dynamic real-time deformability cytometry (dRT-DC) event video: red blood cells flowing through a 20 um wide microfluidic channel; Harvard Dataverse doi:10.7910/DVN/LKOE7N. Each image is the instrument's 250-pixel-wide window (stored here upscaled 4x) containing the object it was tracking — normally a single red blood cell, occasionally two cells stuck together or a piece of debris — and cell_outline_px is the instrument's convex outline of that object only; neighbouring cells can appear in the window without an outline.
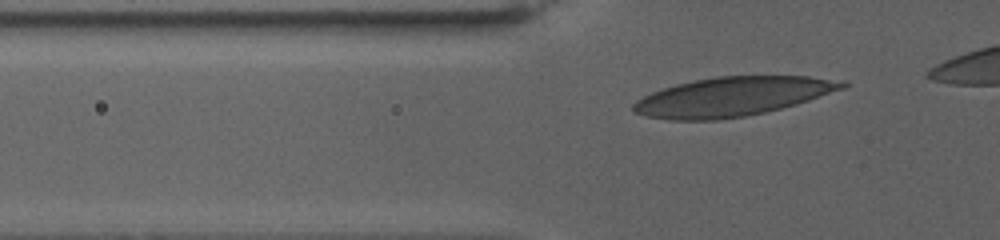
{"species": "human", "species_latin": "Homo sapiens", "temperature_condition": "warm", "stored_images_in_passage": 35, "camera_frame_rate_fps": 3000, "um_per_image_px": 0.085, "donor": {"sex": "female"}, "frame": {"image": 1, "passage_image": 5, "time_ms": 1.333, "image_size_px": [1000, 240], "cell_outline_px": [[848, 84], [844, 88], [796, 104], [764, 112], [744, 116], [716, 120], [668, 120], [648, 116], [632, 112], [632, 104], [636, 100], [652, 92], [676, 84], [716, 76], [808, 76], [844, 80]], "centroid_in_image_um": [62.24, 8.21], "position_along_channel_um": 63.6, "area_um2": 47.34}}
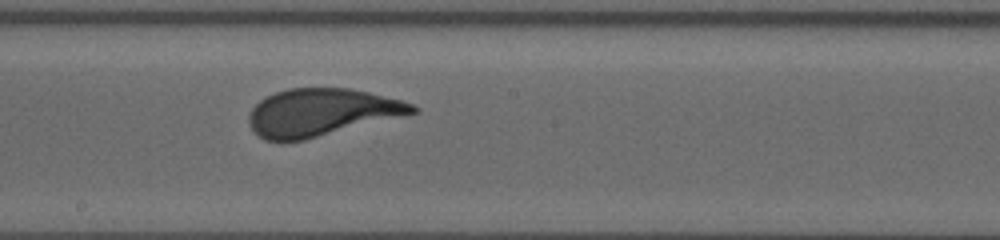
{"frame": {"image": 2, "passage_image": 21, "time_ms": 6.667, "image_size_px": [1000, 240], "cell_outline_px": [[420, 108], [416, 112], [304, 140], [264, 140], [252, 132], [248, 124], [248, 116], [252, 108], [260, 100], [276, 92], [288, 88], [348, 88], [368, 92], [400, 100], [412, 104]], "centroid_in_image_um": [27.25, 9.55], "position_along_channel_um": 221.0, "area_um2": 44.62}}
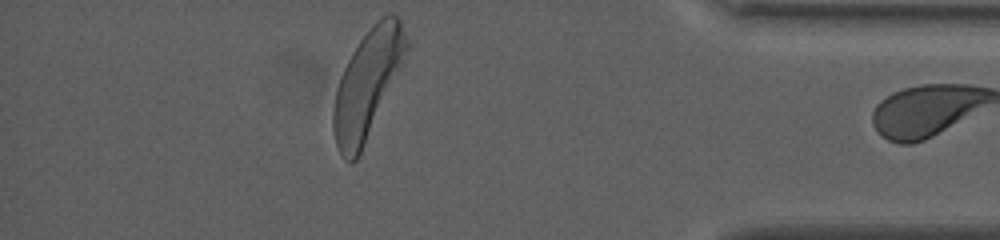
{"frame": {"image": 3, "passage_image": 34, "time_ms": 11.0, "image_size_px": [1000, 240], "cell_outline_px": [[408, 48], [400, 68], [360, 152], [356, 160], [352, 164], [344, 160], [340, 156], [336, 144], [332, 128], [332, 112], [336, 88], [340, 76], [352, 52], [360, 40], [372, 24], [376, 20], [388, 12], [392, 12], [400, 20], [408, 44]], "centroid_in_image_um": [31.19, 7.13], "position_along_channel_um": 404.0, "area_um2": 45.14}, "authors_computed_cell_mechanics": {"area_um2": 45.8932, "velocity_mm_per_s": 2.7937, "shape_relaxation_time_tau1_ms": 3.6854, "shape_relaxation_time_tau2_ms": null, "deformation_change_tau1": 0.2095, "deformation_change_tau2": null}}